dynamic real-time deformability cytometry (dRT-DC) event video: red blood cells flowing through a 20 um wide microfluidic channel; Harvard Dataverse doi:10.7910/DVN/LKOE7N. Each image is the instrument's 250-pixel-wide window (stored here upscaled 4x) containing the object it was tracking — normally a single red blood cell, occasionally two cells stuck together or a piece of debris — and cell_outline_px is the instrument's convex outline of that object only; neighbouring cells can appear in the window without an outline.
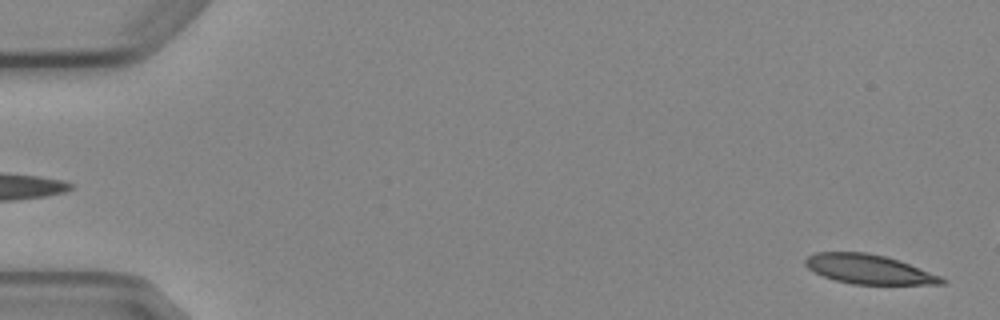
{"species": "Egyptian fruit bat (a non-hibernating species)", "species_latin": "Rousettus aegyptiacus", "temperature_condition": "cold", "stored_images_in_passage": 6, "segment_of_instrument_passage": [2, 2], "camera_frame_rate_fps": 3000, "um_per_image_px": 0.085, "animal": {"sex": "female"}, "frame": {"image": 1, "passage_image": 6, "time_ms": 6.0, "image_size_px": [1000, 320], "cell_outline_px": [[944, 284], [852, 284], [836, 280], [824, 276], [808, 268], [804, 264], [804, 260], [808, 256], [816, 252], [868, 252], [900, 260], [940, 276], [944, 280]], "centroid_in_image_um": [73.83, 22.87], "position_along_channel_um": 11.2, "area_um2": 23.12}}